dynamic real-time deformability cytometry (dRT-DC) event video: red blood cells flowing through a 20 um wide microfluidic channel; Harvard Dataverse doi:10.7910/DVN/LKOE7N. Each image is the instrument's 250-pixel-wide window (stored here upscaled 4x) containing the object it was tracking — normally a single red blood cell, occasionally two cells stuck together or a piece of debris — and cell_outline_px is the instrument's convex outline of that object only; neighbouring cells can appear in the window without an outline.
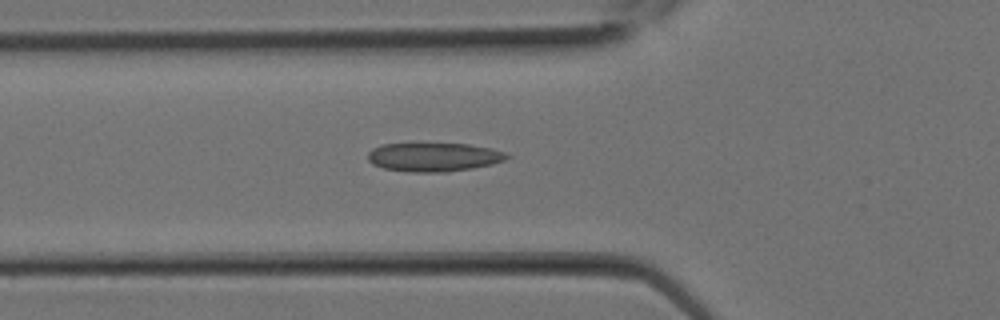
{"species": "Egyptian fruit bat (a non-hibernating species)", "species_latin": "Rousettus aegyptiacus", "temperature_condition": "room temperature", "stored_images_in_passage": 24, "camera_frame_rate_fps": 3000, "um_per_image_px": 0.085, "animal": {"sex": "female"}, "frame": {"image": 1, "passage_image": 8, "time_ms": 2.333, "image_size_px": [1000, 320], "cell_outline_px": [[512, 156], [504, 160], [492, 164], [472, 168], [448, 172], [408, 172], [384, 168], [372, 164], [368, 160], [368, 152], [372, 148], [384, 144], [468, 144], [492, 148], [504, 152]], "centroid_in_image_um": [36.87, 13.36], "position_along_channel_um": 88.9, "area_um2": 23.29}}
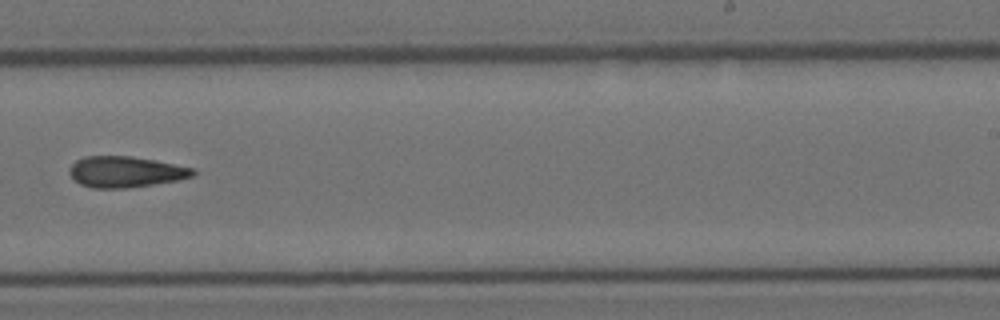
{"frame": {"image": 2, "passage_image": 15, "time_ms": 4.667, "image_size_px": [1000, 320], "cell_outline_px": [[196, 172], [192, 176], [180, 180], [128, 188], [92, 188], [80, 184], [68, 172], [68, 168], [76, 160], [84, 156], [132, 156], [196, 168]], "centroid_in_image_um": [10.68, 14.6], "position_along_channel_um": 278.3, "area_um2": 22.43}}
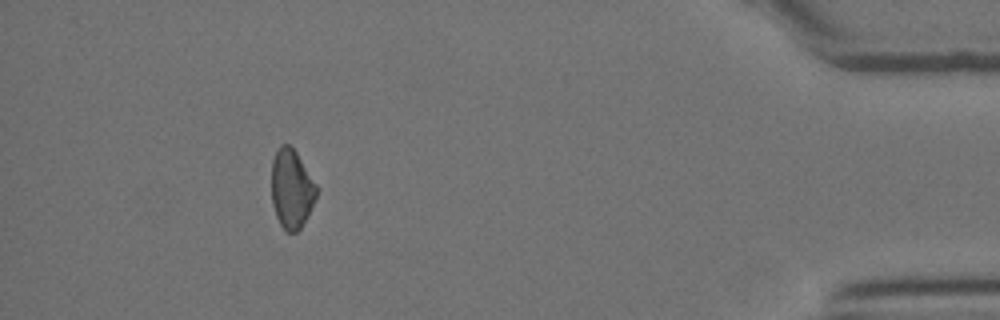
{"frame": {"image": 3, "passage_image": 22, "time_ms": 7.0, "image_size_px": [1000, 320], "cell_outline_px": [[316, 196], [308, 216], [300, 228], [296, 232], [284, 232], [276, 216], [272, 204], [272, 160], [280, 144], [288, 144], [296, 152], [316, 184]], "centroid_in_image_um": [24.76, 16.08], "position_along_channel_um": 410.4, "area_um2": 20.58}}